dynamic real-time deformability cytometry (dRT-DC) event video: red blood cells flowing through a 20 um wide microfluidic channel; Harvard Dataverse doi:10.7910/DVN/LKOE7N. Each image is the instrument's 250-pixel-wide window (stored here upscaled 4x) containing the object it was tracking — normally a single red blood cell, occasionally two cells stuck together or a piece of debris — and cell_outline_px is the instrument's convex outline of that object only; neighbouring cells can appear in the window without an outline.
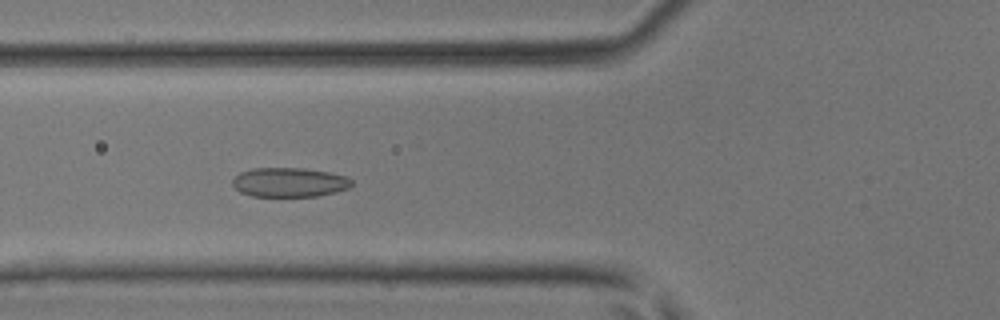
{"species": "common noctule bat (a hibernating species)", "species_latin": "Nyctalus noctula", "temperature_condition": "room temperature", "stored_images_in_passage": 24, "camera_frame_rate_fps": 3000, "um_per_image_px": 0.085, "animal": {"sex": "male", "body_mass_g": 17.9, "forearm_length_mm": 54.2}, "frame": {"image": 1, "passage_image": 5, "time_ms": 1.333, "image_size_px": [1000, 320], "cell_outline_px": [[352, 184], [348, 188], [336, 192], [316, 196], [252, 196], [240, 192], [232, 184], [232, 180], [240, 172], [252, 168], [304, 168], [328, 172], [348, 176], [352, 180]], "centroid_in_image_um": [24.6, 15.49], "position_along_channel_um": 101.2, "area_um2": 20.4}}
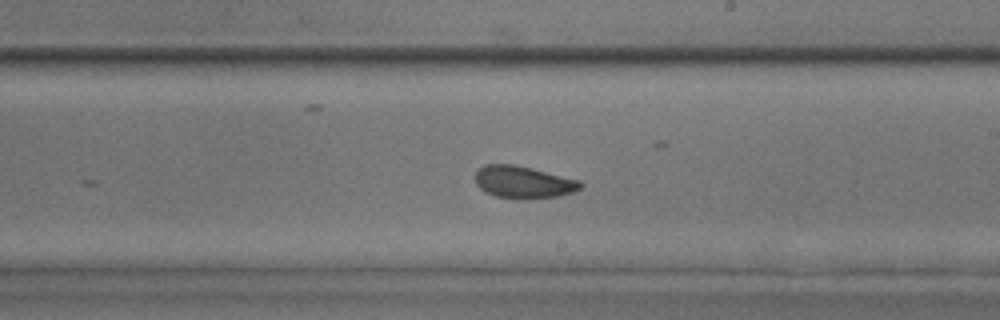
{"frame": {"image": 2, "passage_image": 15, "time_ms": 4.667, "image_size_px": [1000, 320], "cell_outline_px": [[584, 184], [580, 188], [572, 192], [556, 196], [516, 200], [496, 196], [480, 188], [476, 184], [476, 172], [484, 164], [516, 164], [580, 180]], "centroid_in_image_um": [44.48, 15.48], "position_along_channel_um": 244.5, "area_um2": 19.77}}
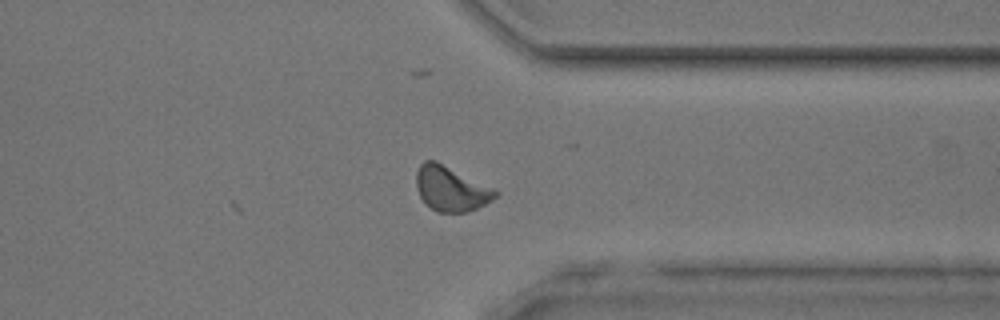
{"frame": {"image": 3, "passage_image": 24, "time_ms": 7.667, "image_size_px": [1000, 320], "cell_outline_px": [[500, 192], [492, 200], [476, 208], [464, 212], [436, 212], [424, 204], [416, 188], [416, 172], [420, 164], [424, 160], [436, 160], [496, 188]], "centroid_in_image_um": [38.33, 16.02], "position_along_channel_um": 373.1, "area_um2": 21.04}}